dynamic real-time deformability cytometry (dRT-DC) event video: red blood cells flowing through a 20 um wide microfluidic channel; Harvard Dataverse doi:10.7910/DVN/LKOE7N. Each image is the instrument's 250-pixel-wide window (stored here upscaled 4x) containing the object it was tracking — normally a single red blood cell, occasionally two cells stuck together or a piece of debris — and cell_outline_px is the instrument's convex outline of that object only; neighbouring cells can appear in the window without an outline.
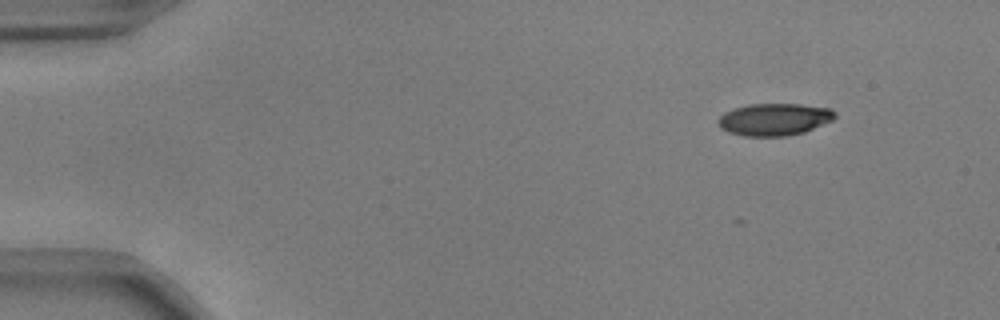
{"species": "common noctule bat (a hibernating species)", "species_latin": "Nyctalus noctula", "temperature_condition": "warm", "stored_images_in_passage": 3, "camera_frame_rate_fps": 3000, "um_per_image_px": 0.085, "animal": {"sex": "male", "body_mass_g": 17.9, "forearm_length_mm": 54.2}, "frame": {"image": 1, "passage_image": 1, "time_ms": 0.0, "image_size_px": [1000, 320], "cell_outline_px": [[836, 116], [832, 120], [804, 132], [788, 136], [744, 136], [728, 132], [720, 128], [716, 120], [724, 112], [748, 104], [800, 104], [832, 108], [836, 112]], "centroid_in_image_um": [65.81, 10.14], "position_along_channel_um": 19.2, "area_um2": 22.02}}